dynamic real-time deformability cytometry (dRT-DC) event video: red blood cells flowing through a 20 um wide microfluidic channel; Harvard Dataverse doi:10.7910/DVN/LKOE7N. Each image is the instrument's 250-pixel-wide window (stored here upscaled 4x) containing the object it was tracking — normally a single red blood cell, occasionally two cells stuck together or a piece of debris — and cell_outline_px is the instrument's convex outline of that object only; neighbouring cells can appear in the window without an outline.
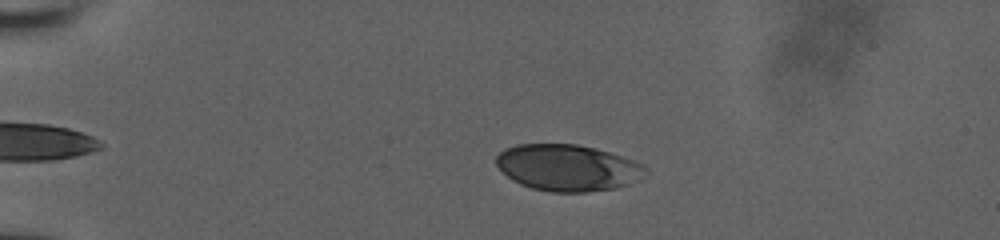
{"species": "human", "species_latin": "Homo sapiens", "temperature_condition": "room temperature", "stored_images_in_passage": 35, "camera_frame_rate_fps": 3000, "um_per_image_px": 0.085, "donor": {"sex": "male"}, "frame": {"image": 1, "passage_image": 5, "time_ms": 2.0, "image_size_px": [1000, 240], "cell_outline_px": [[648, 172], [628, 184], [616, 188], [584, 192], [552, 192], [532, 188], [520, 184], [512, 180], [496, 164], [496, 156], [504, 148], [516, 144], [576, 144], [596, 148], [636, 160], [644, 164], [648, 168]], "centroid_in_image_um": [48.27, 14.24], "position_along_channel_um": 36.7, "area_um2": 40.52}}
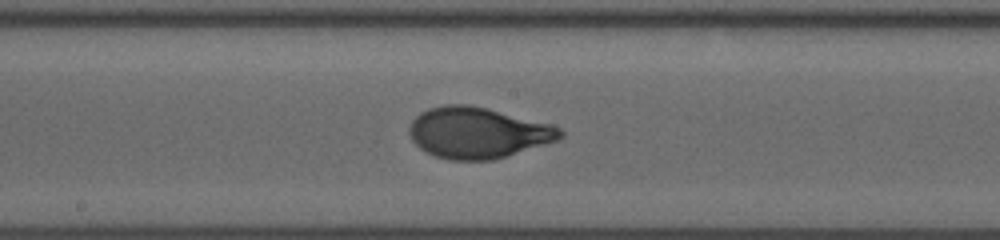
{"frame": {"image": 2, "passage_image": 17, "time_ms": 8.0, "image_size_px": [1000, 240], "cell_outline_px": [[564, 136], [556, 140], [492, 160], [448, 160], [436, 156], [420, 148], [412, 140], [408, 132], [408, 128], [412, 120], [420, 112], [428, 108], [444, 104], [468, 104], [548, 124], [560, 128], [564, 132]], "centroid_in_image_um": [40.53, 11.28], "position_along_channel_um": 207.7, "area_um2": 44.22}}
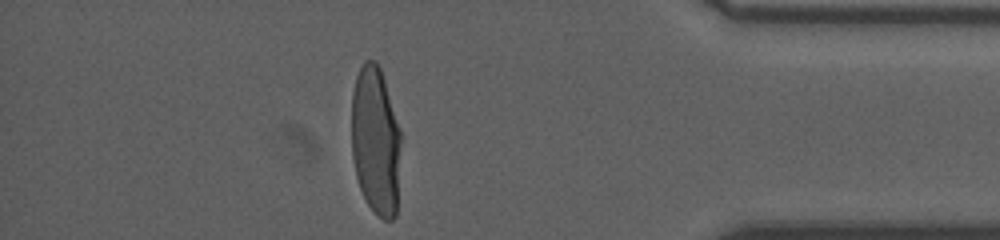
{"frame": {"image": 3, "passage_image": 30, "time_ms": 13.667, "image_size_px": [1000, 240], "cell_outline_px": [[400, 144], [396, 216], [392, 220], [384, 220], [368, 204], [360, 188], [356, 176], [352, 156], [352, 92], [356, 76], [364, 60], [376, 60], [380, 68], [400, 132]], "centroid_in_image_um": [31.91, 11.97], "position_along_channel_um": 403.3, "area_um2": 42.25}}